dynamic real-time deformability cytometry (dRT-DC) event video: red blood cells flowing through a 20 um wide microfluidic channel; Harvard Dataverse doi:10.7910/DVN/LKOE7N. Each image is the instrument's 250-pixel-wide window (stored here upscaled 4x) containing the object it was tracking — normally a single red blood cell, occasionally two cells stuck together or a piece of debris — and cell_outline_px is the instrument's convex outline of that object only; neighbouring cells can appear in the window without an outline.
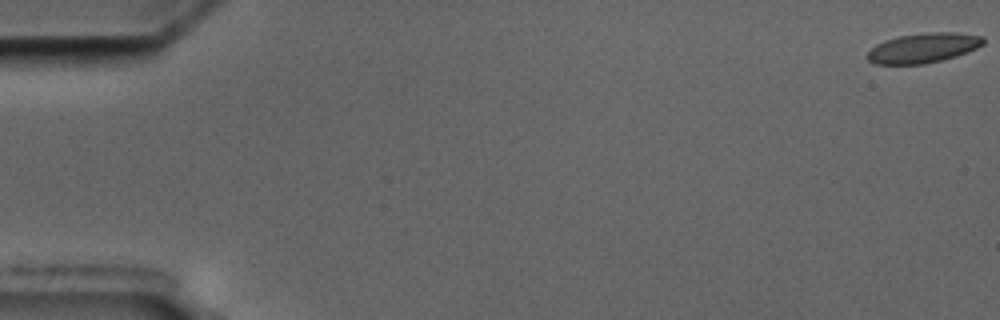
{"species": "common noctule bat (a hibernating species)", "species_latin": "Nyctalus noctula", "temperature_condition": "cold", "stored_images_in_passage": 58, "camera_frame_rate_fps": 3000, "um_per_image_px": 0.085, "animal": {"sex": "male", "body_mass_g": 17.5, "forearm_length_mm": 52.3}, "frame": {"image": 1, "passage_image": 1, "time_ms": 0.0, "image_size_px": [1000, 320], "cell_outline_px": [[984, 44], [976, 48], [956, 56], [924, 64], [876, 64], [868, 60], [864, 56], [876, 44], [884, 40], [900, 36], [928, 32], [956, 32], [984, 36]], "centroid_in_image_um": [78.47, 4.07], "position_along_channel_um": 6.5, "area_um2": 20.11}}
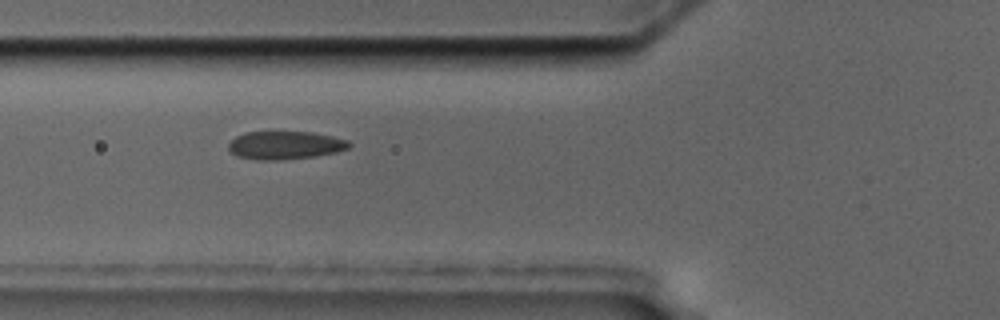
{"frame": {"image": 2, "passage_image": 22, "time_ms": 7.0, "image_size_px": [1000, 320], "cell_outline_px": [[352, 144], [348, 148], [336, 152], [312, 156], [280, 160], [256, 160], [236, 156], [228, 148], [228, 144], [236, 136], [244, 132], [312, 132], [332, 136], [348, 140]], "centroid_in_image_um": [24.22, 12.34], "position_along_channel_um": 101.6, "area_um2": 19.71}}
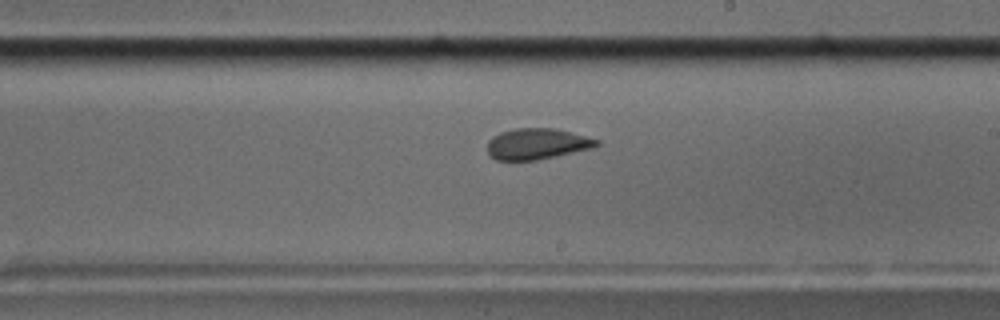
{"frame": {"image": 3, "passage_image": 34, "time_ms": 11.0, "image_size_px": [1000, 320], "cell_outline_px": [[600, 144], [592, 148], [556, 156], [536, 160], [496, 160], [488, 156], [488, 140], [492, 136], [500, 132], [516, 128], [556, 128], [600, 140]], "centroid_in_image_um": [45.62, 12.22], "position_along_channel_um": 243.4, "area_um2": 19.83}, "authors_computed_cell_mechanics": {"area_um2": 20.519, "velocity_mm_per_s": 3.5494, "shape_relaxation_time_tau1_ms": null, "shape_relaxation_time_tau2_ms": 1.7131, "deformation_change_tau1": null, "deformation_change_tau2": 0.0617}}